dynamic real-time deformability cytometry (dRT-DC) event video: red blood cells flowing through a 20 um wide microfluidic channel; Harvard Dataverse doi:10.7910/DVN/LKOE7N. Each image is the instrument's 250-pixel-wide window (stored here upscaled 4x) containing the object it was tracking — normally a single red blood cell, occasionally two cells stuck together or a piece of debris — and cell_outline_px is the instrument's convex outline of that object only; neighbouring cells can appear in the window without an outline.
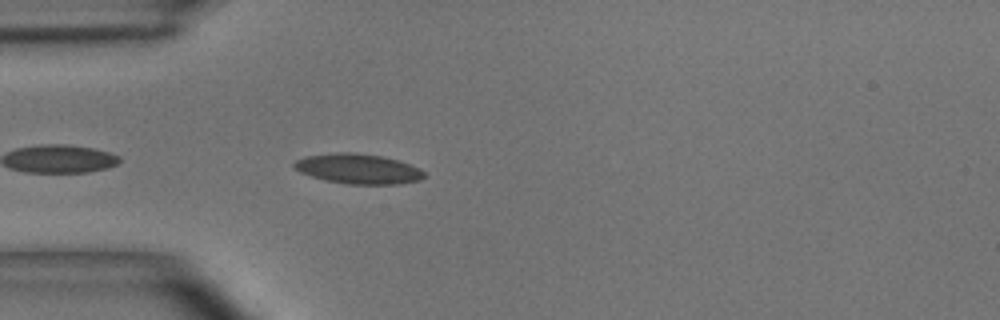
{"species": "common noctule bat (a hibernating species)", "species_latin": "Nyctalus noctula", "temperature_condition": "room temperature", "stored_images_in_passage": 7, "camera_frame_rate_fps": 3000, "um_per_image_px": 0.085, "animal": {"sex": "male", "body_mass_g": 15.6}, "frame": {"image": 1, "passage_image": 3, "time_ms": 0.667, "image_size_px": [1000, 320], "cell_outline_px": [[428, 176], [420, 180], [400, 184], [348, 184], [324, 180], [300, 172], [292, 164], [296, 160], [304, 156], [336, 152], [356, 152], [380, 156], [396, 160], [420, 168]], "centroid_in_image_um": [30.45, 14.35], "position_along_channel_um": 54.5, "area_um2": 22.77}}